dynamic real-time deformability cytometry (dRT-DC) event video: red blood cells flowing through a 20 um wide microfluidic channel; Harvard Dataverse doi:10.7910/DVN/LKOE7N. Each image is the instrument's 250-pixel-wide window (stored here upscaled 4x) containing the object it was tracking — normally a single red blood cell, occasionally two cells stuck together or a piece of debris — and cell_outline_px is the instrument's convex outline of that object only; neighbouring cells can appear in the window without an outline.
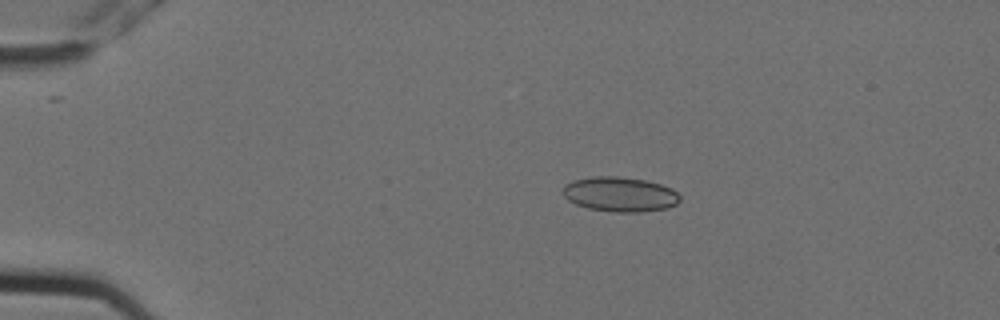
{"species": "Egyptian fruit bat (a non-hibernating species)", "species_latin": "Rousettus aegyptiacus", "temperature_condition": "cold", "stored_images_in_passage": 5, "camera_frame_rate_fps": 3000, "um_per_image_px": 0.085, "animal": {"sex": "female"}, "frame": {"image": 1, "passage_image": 2, "time_ms": 0.333, "image_size_px": [1000, 320], "cell_outline_px": [[680, 200], [676, 204], [668, 208], [640, 212], [616, 212], [588, 208], [576, 204], [568, 200], [564, 196], [564, 184], [572, 180], [592, 176], [620, 176], [644, 180], [660, 184], [672, 188], [680, 196]], "centroid_in_image_um": [52.69, 16.51], "position_along_channel_um": 32.3, "area_um2": 23.76}}
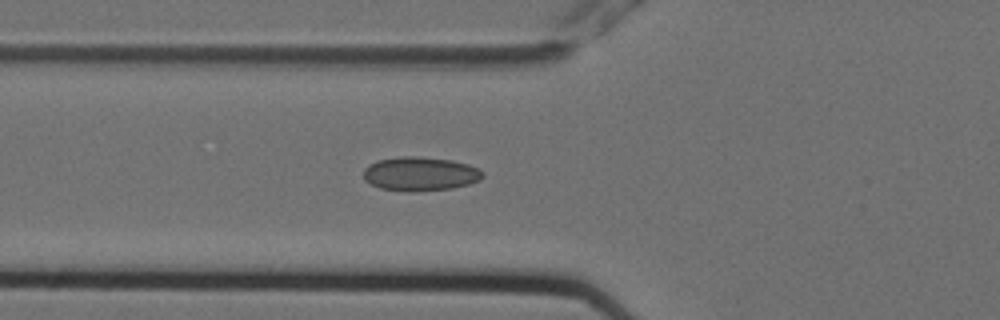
{"frame": {"image": 2, "passage_image": 5, "time_ms": 1.333, "image_size_px": [1000, 320], "cell_outline_px": [[484, 176], [480, 180], [468, 184], [452, 188], [412, 192], [408, 192], [380, 188], [364, 180], [364, 168], [368, 164], [380, 160], [400, 156], [416, 156], [452, 160], [468, 164], [480, 168], [484, 172]], "centroid_in_image_um": [35.74, 14.78], "position_along_channel_um": 90.1, "area_um2": 23.76}}